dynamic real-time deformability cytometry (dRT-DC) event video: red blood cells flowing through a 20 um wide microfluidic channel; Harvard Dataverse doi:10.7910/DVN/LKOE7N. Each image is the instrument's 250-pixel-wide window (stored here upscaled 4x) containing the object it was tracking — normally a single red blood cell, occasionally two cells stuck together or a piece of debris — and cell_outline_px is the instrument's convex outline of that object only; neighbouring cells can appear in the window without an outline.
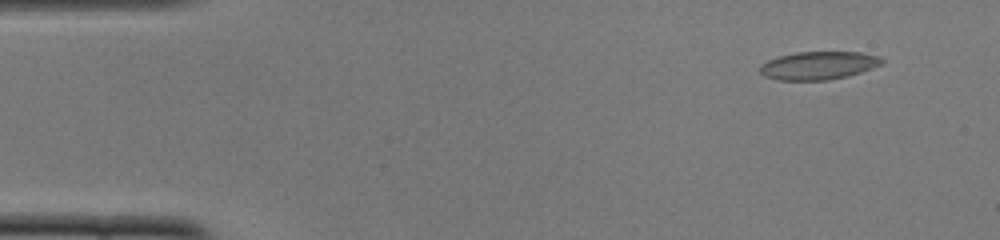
{"species": "common noctule bat (a hibernating species)", "species_latin": "Nyctalus noctula", "temperature_condition": "cold", "stored_images_in_passage": 49, "camera_frame_rate_fps": 3000, "um_per_image_px": 0.085, "animal": {"sex": "female", "body_mass_g": 22.0, "forearm_length_mm": 56.7}, "frame": {"image": 1, "passage_image": 2, "time_ms": 0.333, "image_size_px": [1000, 240], "cell_outline_px": [[884, 64], [848, 76], [828, 80], [776, 80], [764, 76], [760, 72], [760, 64], [768, 60], [780, 56], [796, 52], [860, 52], [880, 56], [884, 60]], "centroid_in_image_um": [69.58, 5.57], "position_along_channel_um": 15.4, "area_um2": 20.06}}
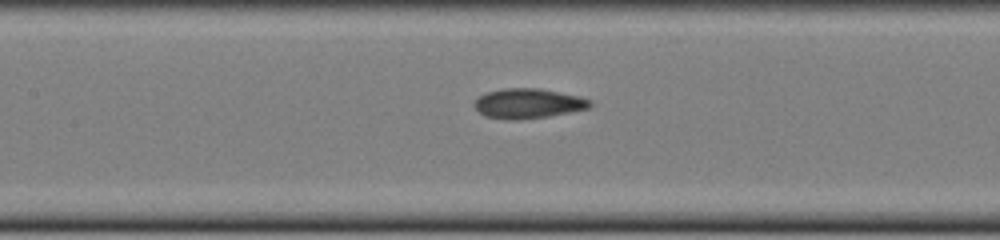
{"frame": {"image": 2, "passage_image": 21, "time_ms": 6.667, "image_size_px": [1000, 240], "cell_outline_px": [[592, 108], [548, 116], [516, 120], [484, 116], [472, 104], [480, 96], [488, 92], [504, 88], [540, 88], [580, 96], [592, 100]], "centroid_in_image_um": [44.94, 8.79], "position_along_channel_um": 162.5, "area_um2": 20.11}}
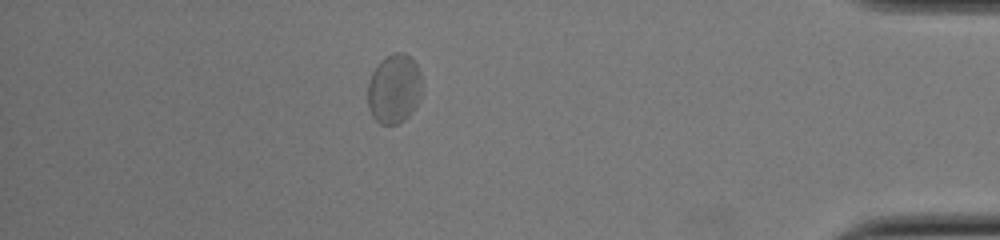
{"frame": {"image": 3, "passage_image": 43, "time_ms": 14.0, "image_size_px": [1000, 240], "cell_outline_px": [[424, 84], [420, 100], [412, 112], [404, 120], [396, 124], [380, 124], [372, 116], [368, 108], [368, 84], [372, 72], [380, 60], [392, 52], [404, 52], [412, 56], [420, 72]], "centroid_in_image_um": [33.54, 7.52], "position_along_channel_um": 401.7, "area_um2": 22.54}, "authors_computed_cell_mechanics": {"area_um2": 20.1144, "velocity_mm_per_s": 3.8492, "shape_relaxation_time_tau1_ms": 4.1569, "shape_relaxation_time_tau2_ms": 1.8469, "deformation_change_tau1": 0.1132, "deformation_change_tau2": 0.0687}}